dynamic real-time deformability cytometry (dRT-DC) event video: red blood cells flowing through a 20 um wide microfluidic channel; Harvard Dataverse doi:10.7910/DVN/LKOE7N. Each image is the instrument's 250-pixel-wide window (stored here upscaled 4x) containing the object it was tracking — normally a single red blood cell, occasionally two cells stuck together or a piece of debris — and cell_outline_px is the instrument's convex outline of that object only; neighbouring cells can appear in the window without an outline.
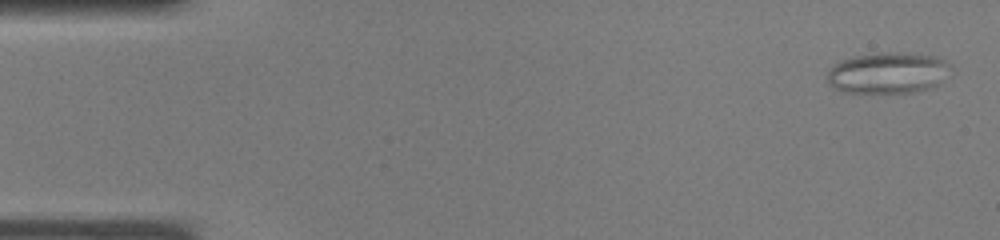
{"species": "common noctule bat (a hibernating species)", "species_latin": "Nyctalus noctula", "temperature_condition": "warm", "stored_images_in_passage": 36, "camera_frame_rate_fps": 3000, "um_per_image_px": 0.085, "animal": {"sex": "male", "body_mass_g": 19.0, "forearm_length_mm": 50.8}, "frame": {"image": 1, "passage_image": 1, "time_ms": 0.0, "image_size_px": [1000, 240], "cell_outline_px": [[948, 64], [940, 80], [936, 84], [928, 88], [912, 92], [844, 92], [832, 88], [828, 84], [824, 76], [836, 64], [844, 60], [856, 56], [884, 52], [900, 52], [936, 56], [944, 60]], "centroid_in_image_um": [75.36, 6.19], "position_along_channel_um": 9.6, "area_um2": 28.9}}
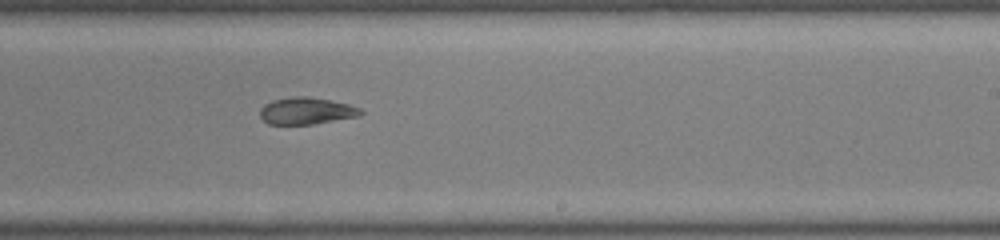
{"frame": {"image": 2, "passage_image": 22, "time_ms": 7.0, "image_size_px": [1000, 240], "cell_outline_px": [[364, 112], [360, 116], [312, 124], [268, 124], [260, 116], [260, 108], [264, 104], [272, 100], [292, 96], [308, 96], [348, 104], [360, 108]], "centroid_in_image_um": [26.03, 9.42], "position_along_channel_um": 263.0, "area_um2": 15.78}}
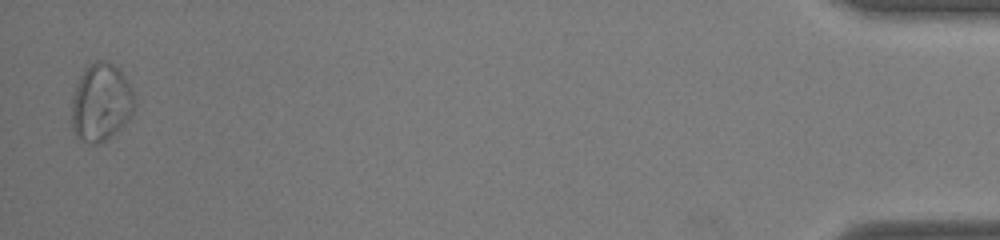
{"frame": {"image": 3, "passage_image": 36, "time_ms": 11.667, "image_size_px": [1000, 240], "cell_outline_px": [[136, 104], [128, 120], [108, 140], [96, 144], [88, 144], [76, 136], [72, 128], [72, 96], [76, 84], [80, 76], [88, 64], [96, 60], [104, 60], [116, 64], [124, 76], [132, 92]], "centroid_in_image_um": [8.57, 8.71], "position_along_channel_um": 426.6, "area_um2": 28.73}}